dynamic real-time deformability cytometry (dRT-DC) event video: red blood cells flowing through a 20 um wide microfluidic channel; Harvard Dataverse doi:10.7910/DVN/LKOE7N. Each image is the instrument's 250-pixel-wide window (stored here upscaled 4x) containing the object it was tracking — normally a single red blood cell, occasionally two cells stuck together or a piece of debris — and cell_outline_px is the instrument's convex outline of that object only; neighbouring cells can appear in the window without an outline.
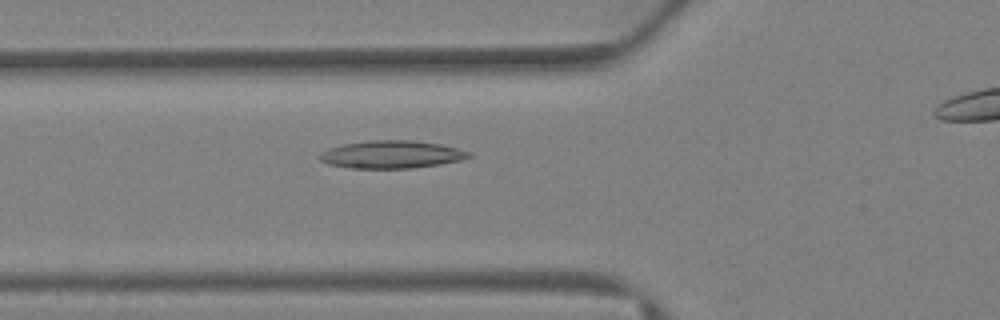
{"species": "Egyptian fruit bat (a non-hibernating species)", "species_latin": "Rousettus aegyptiacus", "temperature_condition": "warm", "stored_images_in_passage": 32, "camera_frame_rate_fps": 3000, "um_per_image_px": 0.085, "animal": {"sex": "female"}, "frame": {"image": 1, "passage_image": 11, "time_ms": 3.333, "image_size_px": [1000, 320], "cell_outline_px": [[472, 156], [460, 160], [440, 164], [412, 168], [352, 168], [328, 164], [320, 160], [320, 152], [328, 148], [344, 144], [368, 140], [412, 140], [440, 144], [472, 152]], "centroid_in_image_um": [33.28, 13.12], "position_along_channel_um": 92.5, "area_um2": 24.04}}
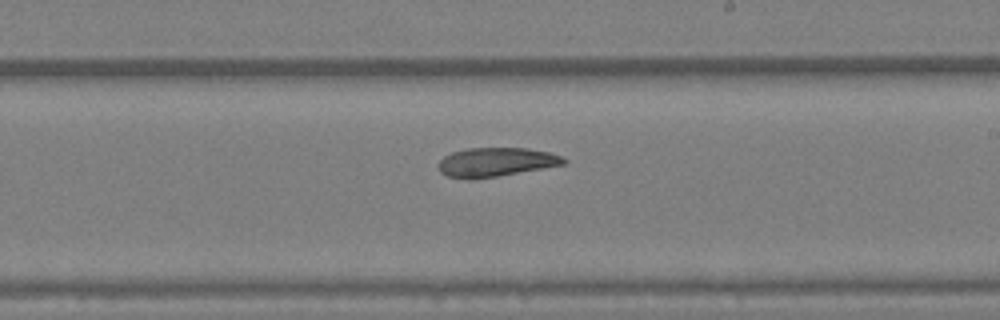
{"frame": {"image": 2, "passage_image": 20, "time_ms": 6.333, "image_size_px": [1000, 320], "cell_outline_px": [[568, 160], [564, 164], [496, 176], [472, 180], [468, 180], [448, 176], [440, 172], [436, 164], [444, 156], [452, 152], [468, 148], [528, 148], [548, 152], [560, 156]], "centroid_in_image_um": [42.08, 13.78], "position_along_channel_um": 246.9, "area_um2": 21.1}}
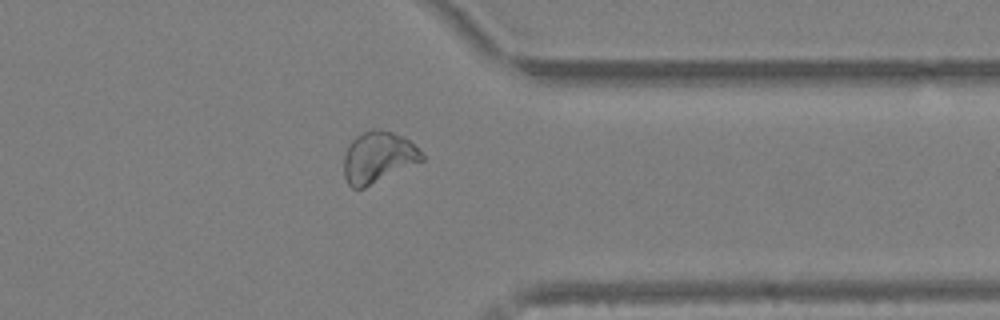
{"frame": {"image": 3, "passage_image": 28, "time_ms": 9.0, "image_size_px": [1000, 320], "cell_outline_px": [[424, 160], [364, 188], [352, 188], [348, 184], [344, 176], [344, 156], [348, 144], [356, 136], [372, 128], [380, 128], [404, 136], [424, 156]], "centroid_in_image_um": [32.11, 13.35], "position_along_channel_um": 379.3, "area_um2": 23.24}}